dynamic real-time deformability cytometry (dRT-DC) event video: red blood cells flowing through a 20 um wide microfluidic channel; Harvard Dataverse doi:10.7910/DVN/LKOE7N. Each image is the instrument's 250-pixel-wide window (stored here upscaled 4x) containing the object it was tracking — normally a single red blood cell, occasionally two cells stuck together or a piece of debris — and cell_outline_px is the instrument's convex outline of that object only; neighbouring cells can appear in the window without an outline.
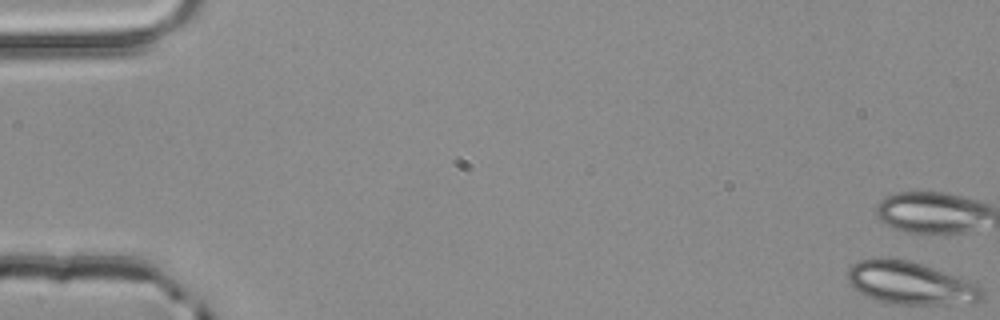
{"species": "common noctule bat (a hibernating species)", "species_latin": "Nyctalus noctula", "temperature_condition": "room temperature", "stored_images_in_passage": 4, "camera_frame_rate_fps": 3000, "um_per_image_px": 0.085, "animal": {"sex": "male", "body_mass_g": 20.4}, "frame": {"image": 1, "passage_image": 1, "time_ms": 0.0, "image_size_px": [1000, 320], "cell_outline_px": [[984, 296], [980, 300], [948, 304], [896, 304], [880, 300], [868, 296], [852, 288], [848, 280], [848, 268], [852, 264], [860, 260], [876, 256], [884, 256], [908, 260], [968, 280], [984, 288]], "centroid_in_image_um": [77.34, 24.03], "position_along_channel_um": 7.7, "area_um2": 33.29}}